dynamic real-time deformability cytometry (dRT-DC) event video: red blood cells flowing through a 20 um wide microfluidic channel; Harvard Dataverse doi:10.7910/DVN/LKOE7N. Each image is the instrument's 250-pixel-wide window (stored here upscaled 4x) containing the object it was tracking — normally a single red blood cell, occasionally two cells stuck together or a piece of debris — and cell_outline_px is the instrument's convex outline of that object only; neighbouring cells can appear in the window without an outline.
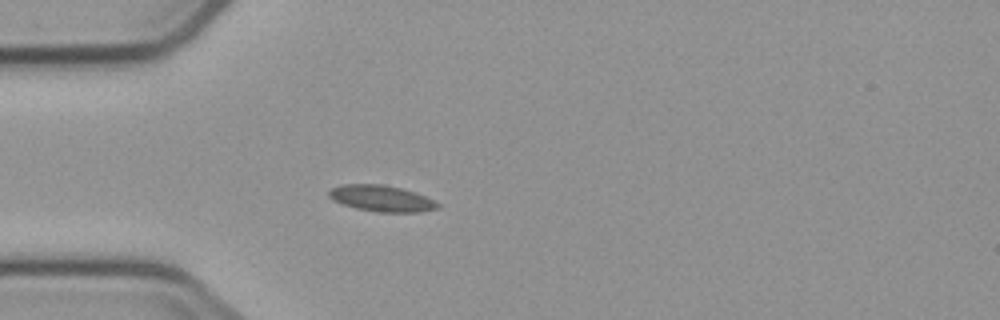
{"species": "common noctule bat (a hibernating species)", "species_latin": "Nyctalus noctula", "temperature_condition": "cold", "stored_images_in_passage": 5, "camera_frame_rate_fps": 3000, "um_per_image_px": 0.085, "animal": {"sex": "male", "body_mass_g": 23.1, "forearm_length_mm": 52.7}, "frame": {"image": 1, "passage_image": 5, "time_ms": 5.333, "image_size_px": [1000, 320], "cell_outline_px": [[440, 208], [420, 212], [376, 212], [356, 208], [332, 200], [328, 196], [328, 192], [332, 188], [344, 184], [380, 184], [400, 188], [416, 192], [440, 204]], "centroid_in_image_um": [32.43, 16.87], "position_along_channel_um": 52.6, "area_um2": 16.53}}